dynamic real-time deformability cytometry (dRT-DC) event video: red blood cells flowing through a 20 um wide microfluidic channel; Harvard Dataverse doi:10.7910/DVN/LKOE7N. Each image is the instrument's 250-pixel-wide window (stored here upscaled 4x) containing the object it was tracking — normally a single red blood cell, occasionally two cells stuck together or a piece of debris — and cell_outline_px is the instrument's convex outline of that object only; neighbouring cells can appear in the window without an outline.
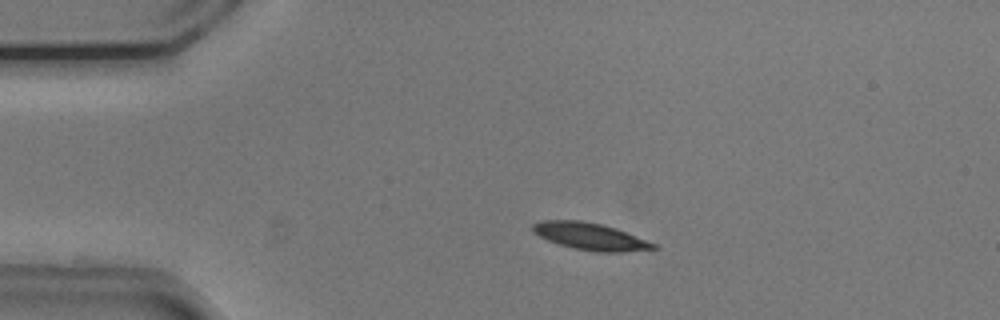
{"species": "common noctule bat (a hibernating species)", "species_latin": "Nyctalus noctula", "temperature_condition": "cold", "stored_images_in_passage": 20, "camera_frame_rate_fps": 3000, "um_per_image_px": 0.085, "animal": {"sex": "male", "body_mass_g": 20.5, "forearm_length_mm": 52.5}, "frame": {"image": 1, "passage_image": 11, "time_ms": 3.333, "image_size_px": [1000, 320], "cell_outline_px": [[660, 248], [620, 252], [596, 252], [576, 248], [560, 244], [548, 240], [532, 232], [532, 224], [540, 220], [580, 220], [600, 224], [616, 228], [656, 244]], "centroid_in_image_um": [50.16, 20.08], "position_along_channel_um": 34.8, "area_um2": 18.84}}